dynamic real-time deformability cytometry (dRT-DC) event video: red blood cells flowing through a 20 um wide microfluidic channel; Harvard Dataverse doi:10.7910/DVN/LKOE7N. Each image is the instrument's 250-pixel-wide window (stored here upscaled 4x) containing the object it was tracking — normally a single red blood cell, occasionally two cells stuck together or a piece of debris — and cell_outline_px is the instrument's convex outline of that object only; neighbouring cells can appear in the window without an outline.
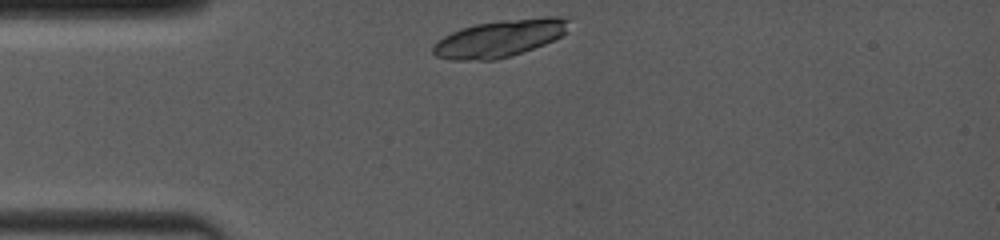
{"species": "common noctule bat (a hibernating species)", "species_latin": "Nyctalus noctula", "temperature_condition": "room temperature", "stored_images_in_passage": 2, "camera_frame_rate_fps": 4000, "um_per_image_px": 0.085, "animal": {"sex": "female", "body_mass_g": 19.0, "forearm_length_mm": 53.3}, "frame": {"image": 1, "passage_image": 1, "time_ms": 0.0, "image_size_px": [1000, 240], "cell_outline_px": [[568, 32], [544, 44], [512, 56], [496, 60], [448, 60], [436, 56], [432, 52], [432, 44], [436, 40], [452, 32], [476, 24], [500, 20], [544, 16], [564, 16], [568, 20]], "centroid_in_image_um": [42.47, 3.26], "position_along_channel_um": 42.5, "area_um2": 29.65}}